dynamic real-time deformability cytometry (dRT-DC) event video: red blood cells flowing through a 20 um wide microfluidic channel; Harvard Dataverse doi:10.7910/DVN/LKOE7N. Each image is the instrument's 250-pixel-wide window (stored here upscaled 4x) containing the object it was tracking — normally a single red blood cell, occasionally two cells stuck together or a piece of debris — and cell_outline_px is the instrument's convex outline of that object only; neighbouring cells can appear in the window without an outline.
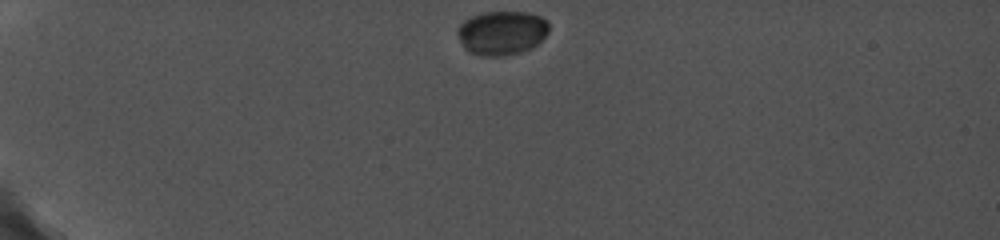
{"species": "common noctule bat (a hibernating species)", "species_latin": "Nyctalus noctula", "temperature_condition": "cold", "stored_images_in_passage": 53, "camera_frame_rate_fps": 5000, "um_per_image_px": 0.085, "animal": {"sex": "female", "body_mass_g": 19.0, "forearm_length_mm": 56.7}, "frame": {"image": 1, "passage_image": 1, "time_ms": 0.0, "image_size_px": [1000, 240], "cell_outline_px": [[548, 32], [532, 48], [520, 52], [504, 56], [480, 56], [468, 52], [464, 48], [456, 32], [456, 28], [464, 20], [480, 12], [528, 12], [540, 16], [548, 20]], "centroid_in_image_um": [42.62, 2.79], "position_along_channel_um": 42.4, "area_um2": 23.7}}
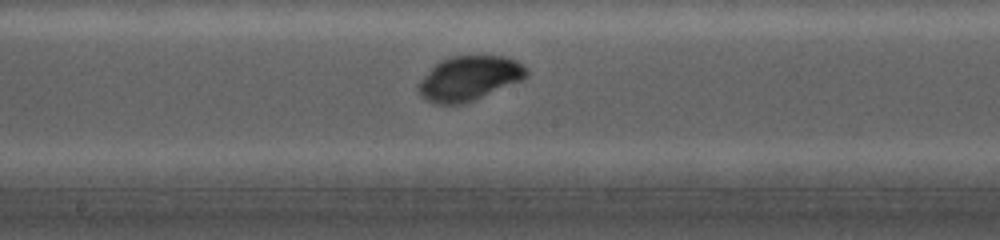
{"frame": {"image": 2, "passage_image": 25, "time_ms": 6.0, "image_size_px": [1000, 240], "cell_outline_px": [[528, 76], [520, 80], [472, 100], [460, 104], [436, 104], [428, 100], [420, 92], [420, 80], [440, 60], [448, 56], [504, 56], [516, 60], [528, 68]], "centroid_in_image_um": [39.91, 6.62], "position_along_channel_um": 208.3, "area_um2": 27.34}}
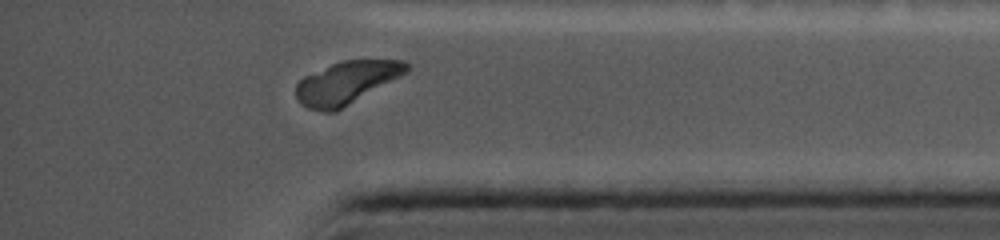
{"frame": {"image": 3, "passage_image": 48, "time_ms": 11.2, "image_size_px": [1000, 240], "cell_outline_px": [[408, 72], [336, 112], [324, 112], [308, 108], [300, 104], [296, 96], [296, 84], [304, 76], [340, 60], [404, 60], [408, 64]], "centroid_in_image_um": [29.44, 7.03], "position_along_channel_um": 405.8, "area_um2": 27.46}}